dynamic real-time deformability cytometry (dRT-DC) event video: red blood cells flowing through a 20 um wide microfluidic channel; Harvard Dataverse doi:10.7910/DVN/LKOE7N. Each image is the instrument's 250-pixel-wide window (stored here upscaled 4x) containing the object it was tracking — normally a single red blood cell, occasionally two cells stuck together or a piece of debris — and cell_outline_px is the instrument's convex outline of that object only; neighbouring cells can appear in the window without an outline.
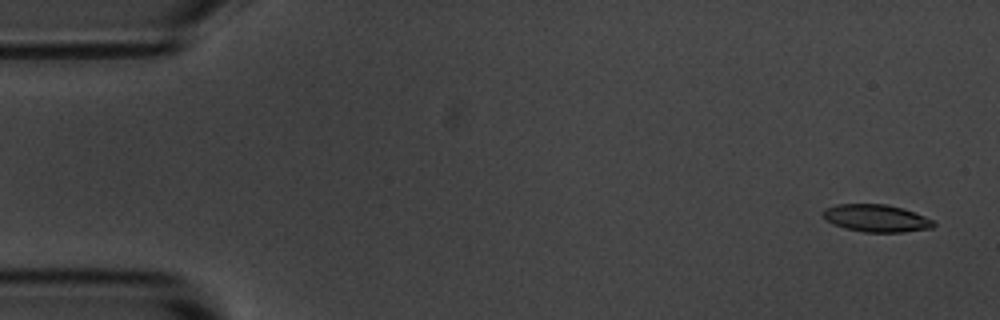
{"species": "common noctule bat (a hibernating species)", "species_latin": "Nyctalus noctula", "temperature_condition": "room temperature", "stored_images_in_passage": 5, "camera_frame_rate_fps": 3000, "um_per_image_px": 0.085, "animal": {"sex": "male", "body_mass_g": 20.1, "forearm_length_mm": 53.5}, "frame": {"image": 1, "passage_image": 1, "time_ms": 0.0, "image_size_px": [1000, 320], "cell_outline_px": [[936, 224], [932, 228], [904, 232], [864, 232], [844, 228], [832, 224], [824, 216], [824, 208], [836, 204], [888, 204], [904, 208], [936, 220]], "centroid_in_image_um": [74.54, 18.54], "position_along_channel_um": 10.5, "area_um2": 17.86}}
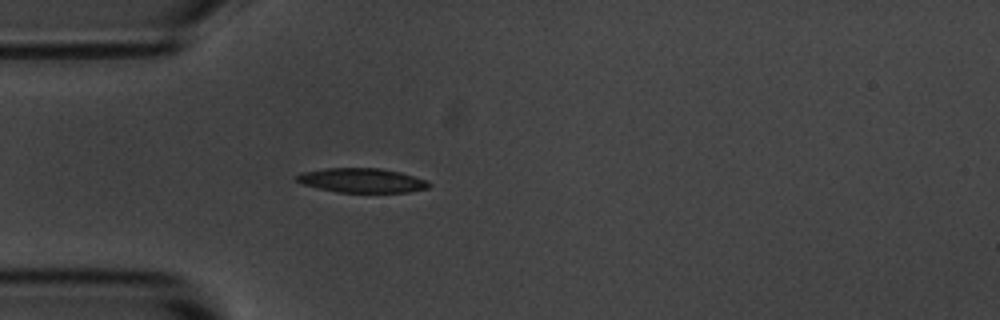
{"frame": {"image": 2, "passage_image": 5, "time_ms": 4.333, "image_size_px": [1000, 320], "cell_outline_px": [[432, 184], [428, 188], [408, 192], [336, 192], [304, 184], [296, 180], [296, 176], [300, 172], [328, 168], [376, 168], [400, 172], [428, 180]], "centroid_in_image_um": [30.79, 15.33], "position_along_channel_um": 54.2, "area_um2": 18.67}}